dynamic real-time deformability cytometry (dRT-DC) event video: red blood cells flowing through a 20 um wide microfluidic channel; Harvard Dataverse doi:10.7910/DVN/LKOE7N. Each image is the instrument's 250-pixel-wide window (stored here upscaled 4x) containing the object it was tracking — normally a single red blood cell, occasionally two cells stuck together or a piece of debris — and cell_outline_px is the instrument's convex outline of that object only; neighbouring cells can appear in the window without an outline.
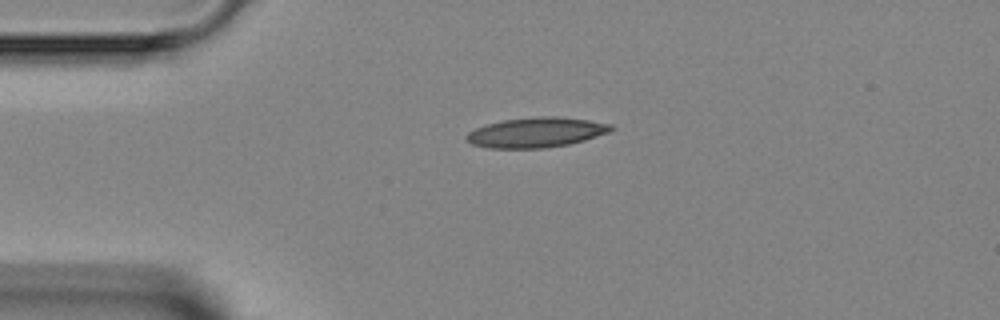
{"species": "Egyptian fruit bat (a non-hibernating species)", "species_latin": "Rousettus aegyptiacus", "temperature_condition": "room temperature", "stored_images_in_passage": 2, "camera_frame_rate_fps": 3000, "um_per_image_px": 0.085, "animal": {"sex": "female"}, "frame": {"image": 1, "passage_image": 1, "time_ms": 0.0, "image_size_px": [1000, 320], "cell_outline_px": [[616, 128], [612, 132], [584, 140], [568, 144], [544, 148], [488, 148], [472, 144], [464, 140], [464, 136], [468, 132], [476, 128], [488, 124], [504, 120], [536, 116], [556, 116], [588, 120], [612, 124]], "centroid_in_image_um": [45.59, 11.25], "position_along_channel_um": 39.4, "area_um2": 25.43}}
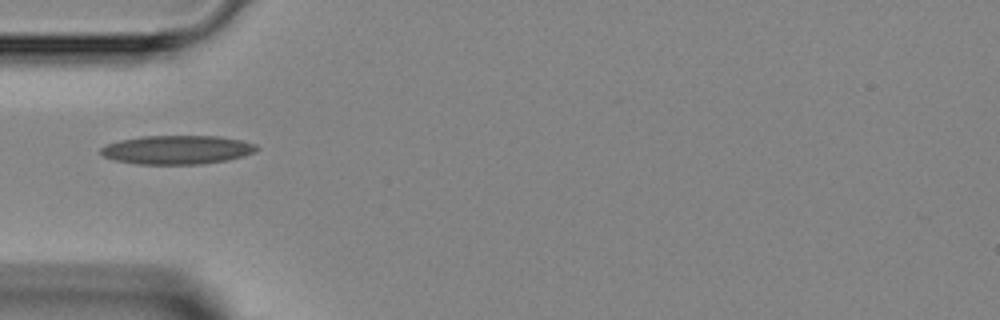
{"frame": {"image": 2, "passage_image": 2, "time_ms": 1.333, "image_size_px": [1000, 320], "cell_outline_px": [[260, 148], [256, 152], [244, 156], [228, 160], [200, 164], [140, 164], [116, 160], [104, 156], [100, 152], [100, 148], [108, 144], [120, 140], [140, 136], [220, 136], [240, 140], [256, 144]], "centroid_in_image_um": [15.1, 12.73], "position_along_channel_um": 69.9, "area_um2": 26.18}}